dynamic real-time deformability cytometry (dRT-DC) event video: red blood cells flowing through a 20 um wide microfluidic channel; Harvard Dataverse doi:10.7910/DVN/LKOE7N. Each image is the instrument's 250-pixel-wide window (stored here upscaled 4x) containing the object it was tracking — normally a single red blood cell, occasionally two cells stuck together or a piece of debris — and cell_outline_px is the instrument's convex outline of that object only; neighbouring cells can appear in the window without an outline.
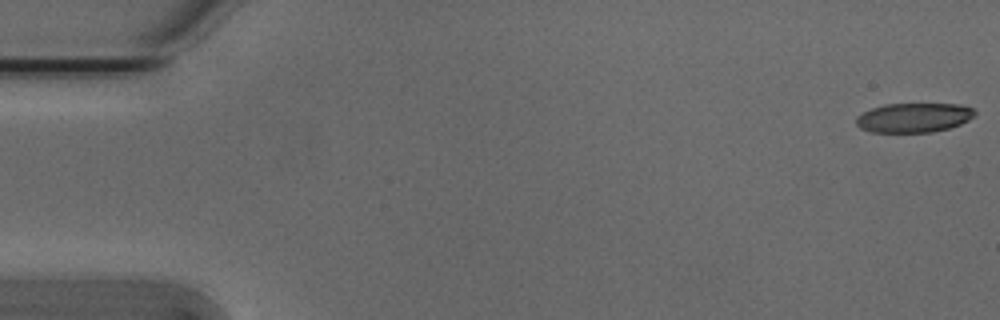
{"species": "Egyptian fruit bat (a non-hibernating species)", "species_latin": "Rousettus aegyptiacus", "temperature_condition": "cold", "stored_images_in_passage": 55, "camera_frame_rate_fps": 3000, "um_per_image_px": 0.085, "animal": {"sex": "male"}, "frame": {"image": 1, "passage_image": 1, "time_ms": 0.0, "image_size_px": [1000, 320], "cell_outline_px": [[976, 112], [968, 120], [960, 124], [948, 128], [932, 132], [872, 132], [860, 128], [856, 124], [856, 116], [872, 108], [884, 104], [960, 104], [972, 108]], "centroid_in_image_um": [77.65, 10.0], "position_along_channel_um": 7.4, "area_um2": 20.23}}
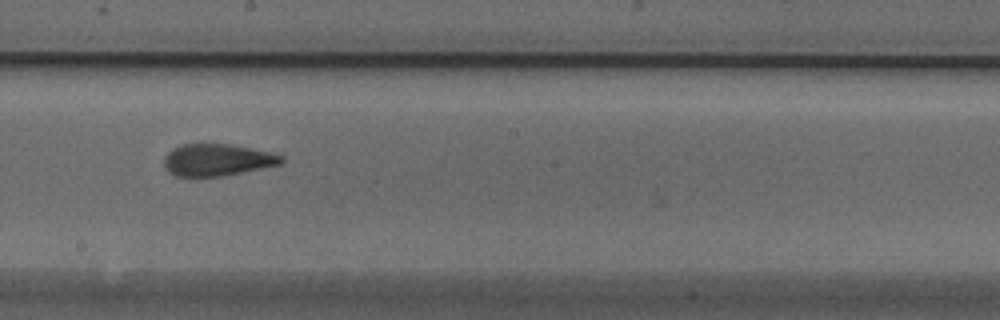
{"frame": {"image": 2, "passage_image": 30, "time_ms": 9.667, "image_size_px": [1000, 320], "cell_outline_px": [[284, 160], [280, 164], [224, 176], [176, 176], [168, 172], [164, 168], [164, 156], [172, 148], [180, 144], [200, 140], [228, 144], [252, 148], [284, 156]], "centroid_in_image_um": [18.38, 13.54], "position_along_channel_um": 229.8, "area_um2": 22.54}}
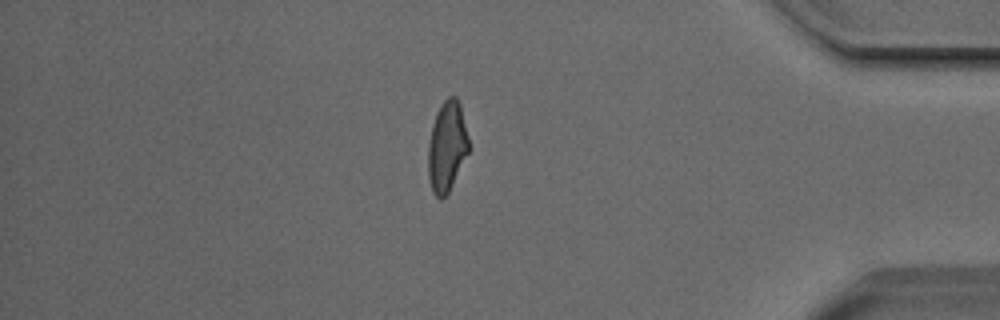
{"frame": {"image": 3, "passage_image": 46, "time_ms": 15.0, "image_size_px": [1000, 320], "cell_outline_px": [[468, 152], [448, 192], [440, 200], [432, 192], [428, 176], [428, 144], [432, 124], [436, 112], [444, 100], [448, 96], [456, 96], [460, 104], [468, 140]], "centroid_in_image_um": [37.96, 12.44], "position_along_channel_um": 397.2, "area_um2": 21.1}, "authors_computed_cell_mechanics": {"area_um2": 22.253, "velocity_mm_per_s": 3.8102, "shape_relaxation_time_tau1_ms": 4.6293, "shape_relaxation_time_tau2_ms": 2.3584, "deformation_change_tau1": 0.156, "deformation_change_tau2": 0.1048}}